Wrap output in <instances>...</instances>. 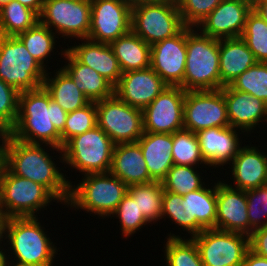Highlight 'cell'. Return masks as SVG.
Masks as SVG:
<instances>
[{
	"label": "cell",
	"mask_w": 267,
	"mask_h": 266,
	"mask_svg": "<svg viewBox=\"0 0 267 266\" xmlns=\"http://www.w3.org/2000/svg\"><path fill=\"white\" fill-rule=\"evenodd\" d=\"M50 151H53V156ZM60 162L64 164L62 149L48 144L21 142L9 133L6 134L3 164L14 175L43 185L66 206L70 197V186L74 181L68 179L70 177L66 175L68 171H64L65 166H57Z\"/></svg>",
	"instance_id": "cell-1"
},
{
	"label": "cell",
	"mask_w": 267,
	"mask_h": 266,
	"mask_svg": "<svg viewBox=\"0 0 267 266\" xmlns=\"http://www.w3.org/2000/svg\"><path fill=\"white\" fill-rule=\"evenodd\" d=\"M68 113L40 86L19 93L18 117L9 134L25 143L48 144L61 149V133Z\"/></svg>",
	"instance_id": "cell-2"
},
{
	"label": "cell",
	"mask_w": 267,
	"mask_h": 266,
	"mask_svg": "<svg viewBox=\"0 0 267 266\" xmlns=\"http://www.w3.org/2000/svg\"><path fill=\"white\" fill-rule=\"evenodd\" d=\"M40 217L4 219L2 247L5 260L35 266H54L60 247L50 239ZM41 222V223H40ZM11 257V258H10ZM54 264V265H53Z\"/></svg>",
	"instance_id": "cell-3"
},
{
	"label": "cell",
	"mask_w": 267,
	"mask_h": 266,
	"mask_svg": "<svg viewBox=\"0 0 267 266\" xmlns=\"http://www.w3.org/2000/svg\"><path fill=\"white\" fill-rule=\"evenodd\" d=\"M209 180L212 181L210 184L206 183L202 188L183 196L165 190L163 192L162 220L165 218L166 222L168 218L172 225H177V228L180 226L179 230L188 233L184 238H192L205 229L216 228V181L208 179L206 182Z\"/></svg>",
	"instance_id": "cell-4"
},
{
	"label": "cell",
	"mask_w": 267,
	"mask_h": 266,
	"mask_svg": "<svg viewBox=\"0 0 267 266\" xmlns=\"http://www.w3.org/2000/svg\"><path fill=\"white\" fill-rule=\"evenodd\" d=\"M78 181L71 183L66 207L103 220L109 219L128 193V186L110 172L83 175Z\"/></svg>",
	"instance_id": "cell-5"
},
{
	"label": "cell",
	"mask_w": 267,
	"mask_h": 266,
	"mask_svg": "<svg viewBox=\"0 0 267 266\" xmlns=\"http://www.w3.org/2000/svg\"><path fill=\"white\" fill-rule=\"evenodd\" d=\"M185 91L219 90V39L204 35L197 27H186Z\"/></svg>",
	"instance_id": "cell-6"
},
{
	"label": "cell",
	"mask_w": 267,
	"mask_h": 266,
	"mask_svg": "<svg viewBox=\"0 0 267 266\" xmlns=\"http://www.w3.org/2000/svg\"><path fill=\"white\" fill-rule=\"evenodd\" d=\"M53 202L61 204L46 187L14 175L3 164L0 170V214L4 219L38 217L37 214L47 211Z\"/></svg>",
	"instance_id": "cell-7"
},
{
	"label": "cell",
	"mask_w": 267,
	"mask_h": 266,
	"mask_svg": "<svg viewBox=\"0 0 267 266\" xmlns=\"http://www.w3.org/2000/svg\"><path fill=\"white\" fill-rule=\"evenodd\" d=\"M115 143L97 125L69 139L62 147L64 166L81 175L108 173Z\"/></svg>",
	"instance_id": "cell-8"
},
{
	"label": "cell",
	"mask_w": 267,
	"mask_h": 266,
	"mask_svg": "<svg viewBox=\"0 0 267 266\" xmlns=\"http://www.w3.org/2000/svg\"><path fill=\"white\" fill-rule=\"evenodd\" d=\"M47 69L27 50L17 36L0 35V79L18 92L43 85Z\"/></svg>",
	"instance_id": "cell-9"
},
{
	"label": "cell",
	"mask_w": 267,
	"mask_h": 266,
	"mask_svg": "<svg viewBox=\"0 0 267 266\" xmlns=\"http://www.w3.org/2000/svg\"><path fill=\"white\" fill-rule=\"evenodd\" d=\"M184 27L176 0L132 6L131 31L150 46L178 34Z\"/></svg>",
	"instance_id": "cell-10"
},
{
	"label": "cell",
	"mask_w": 267,
	"mask_h": 266,
	"mask_svg": "<svg viewBox=\"0 0 267 266\" xmlns=\"http://www.w3.org/2000/svg\"><path fill=\"white\" fill-rule=\"evenodd\" d=\"M39 22L69 43L88 38L91 0H44Z\"/></svg>",
	"instance_id": "cell-11"
},
{
	"label": "cell",
	"mask_w": 267,
	"mask_h": 266,
	"mask_svg": "<svg viewBox=\"0 0 267 266\" xmlns=\"http://www.w3.org/2000/svg\"><path fill=\"white\" fill-rule=\"evenodd\" d=\"M97 125L115 144L135 143L143 135V113L115 94L96 102Z\"/></svg>",
	"instance_id": "cell-12"
},
{
	"label": "cell",
	"mask_w": 267,
	"mask_h": 266,
	"mask_svg": "<svg viewBox=\"0 0 267 266\" xmlns=\"http://www.w3.org/2000/svg\"><path fill=\"white\" fill-rule=\"evenodd\" d=\"M204 266H241L249 248V236L216 228L192 237Z\"/></svg>",
	"instance_id": "cell-13"
},
{
	"label": "cell",
	"mask_w": 267,
	"mask_h": 266,
	"mask_svg": "<svg viewBox=\"0 0 267 266\" xmlns=\"http://www.w3.org/2000/svg\"><path fill=\"white\" fill-rule=\"evenodd\" d=\"M183 119L184 130L193 133L212 127L230 126L222 88L186 91Z\"/></svg>",
	"instance_id": "cell-14"
},
{
	"label": "cell",
	"mask_w": 267,
	"mask_h": 266,
	"mask_svg": "<svg viewBox=\"0 0 267 266\" xmlns=\"http://www.w3.org/2000/svg\"><path fill=\"white\" fill-rule=\"evenodd\" d=\"M186 91L180 86H167L142 110L143 129L149 133L173 134L184 129Z\"/></svg>",
	"instance_id": "cell-15"
},
{
	"label": "cell",
	"mask_w": 267,
	"mask_h": 266,
	"mask_svg": "<svg viewBox=\"0 0 267 266\" xmlns=\"http://www.w3.org/2000/svg\"><path fill=\"white\" fill-rule=\"evenodd\" d=\"M132 6L127 0H91L88 39L110 44L131 31Z\"/></svg>",
	"instance_id": "cell-16"
},
{
	"label": "cell",
	"mask_w": 267,
	"mask_h": 266,
	"mask_svg": "<svg viewBox=\"0 0 267 266\" xmlns=\"http://www.w3.org/2000/svg\"><path fill=\"white\" fill-rule=\"evenodd\" d=\"M186 26L176 35L151 46L150 67L168 86L183 83L186 65Z\"/></svg>",
	"instance_id": "cell-17"
},
{
	"label": "cell",
	"mask_w": 267,
	"mask_h": 266,
	"mask_svg": "<svg viewBox=\"0 0 267 266\" xmlns=\"http://www.w3.org/2000/svg\"><path fill=\"white\" fill-rule=\"evenodd\" d=\"M242 133V131L231 126L223 128L212 127L196 133L201 155L209 168H217L216 171L220 170L222 172L227 170L225 169L226 166L228 167V164L235 158L243 142L246 141L243 140L242 135L240 136Z\"/></svg>",
	"instance_id": "cell-18"
},
{
	"label": "cell",
	"mask_w": 267,
	"mask_h": 266,
	"mask_svg": "<svg viewBox=\"0 0 267 266\" xmlns=\"http://www.w3.org/2000/svg\"><path fill=\"white\" fill-rule=\"evenodd\" d=\"M222 93L225 97L229 124L242 131L244 139L246 136L247 138L251 136V133H256L254 131L257 128H262V126L264 128L267 103L248 93L235 90L230 85L224 86Z\"/></svg>",
	"instance_id": "cell-19"
},
{
	"label": "cell",
	"mask_w": 267,
	"mask_h": 266,
	"mask_svg": "<svg viewBox=\"0 0 267 266\" xmlns=\"http://www.w3.org/2000/svg\"><path fill=\"white\" fill-rule=\"evenodd\" d=\"M266 144L261 146L262 150L250 142L249 144H243L240 147L235 158L228 164L229 169L232 174L230 178L232 182H227L228 179L224 181L231 187L248 190L253 188H258L267 185V151L264 147ZM266 152H265V151Z\"/></svg>",
	"instance_id": "cell-20"
},
{
	"label": "cell",
	"mask_w": 267,
	"mask_h": 266,
	"mask_svg": "<svg viewBox=\"0 0 267 266\" xmlns=\"http://www.w3.org/2000/svg\"><path fill=\"white\" fill-rule=\"evenodd\" d=\"M251 10V1L222 0L197 28L216 39L241 37Z\"/></svg>",
	"instance_id": "cell-21"
},
{
	"label": "cell",
	"mask_w": 267,
	"mask_h": 266,
	"mask_svg": "<svg viewBox=\"0 0 267 266\" xmlns=\"http://www.w3.org/2000/svg\"><path fill=\"white\" fill-rule=\"evenodd\" d=\"M216 229L250 236L245 190L229 186L224 179L216 180Z\"/></svg>",
	"instance_id": "cell-22"
},
{
	"label": "cell",
	"mask_w": 267,
	"mask_h": 266,
	"mask_svg": "<svg viewBox=\"0 0 267 266\" xmlns=\"http://www.w3.org/2000/svg\"><path fill=\"white\" fill-rule=\"evenodd\" d=\"M168 85L151 68L124 72L114 94L128 105L143 110Z\"/></svg>",
	"instance_id": "cell-23"
},
{
	"label": "cell",
	"mask_w": 267,
	"mask_h": 266,
	"mask_svg": "<svg viewBox=\"0 0 267 266\" xmlns=\"http://www.w3.org/2000/svg\"><path fill=\"white\" fill-rule=\"evenodd\" d=\"M78 44H66V48L80 63L97 71L102 77L108 80L114 87L119 83L123 74L119 62L110 44L94 42L85 39H77Z\"/></svg>",
	"instance_id": "cell-24"
},
{
	"label": "cell",
	"mask_w": 267,
	"mask_h": 266,
	"mask_svg": "<svg viewBox=\"0 0 267 266\" xmlns=\"http://www.w3.org/2000/svg\"><path fill=\"white\" fill-rule=\"evenodd\" d=\"M65 47L58 55L65 64L59 65L73 79L75 85L84 93L90 102H97L114 95V86L97 71L80 63Z\"/></svg>",
	"instance_id": "cell-25"
},
{
	"label": "cell",
	"mask_w": 267,
	"mask_h": 266,
	"mask_svg": "<svg viewBox=\"0 0 267 266\" xmlns=\"http://www.w3.org/2000/svg\"><path fill=\"white\" fill-rule=\"evenodd\" d=\"M109 172L127 186L154 181L149 176L146 161L137 142L115 144Z\"/></svg>",
	"instance_id": "cell-26"
},
{
	"label": "cell",
	"mask_w": 267,
	"mask_h": 266,
	"mask_svg": "<svg viewBox=\"0 0 267 266\" xmlns=\"http://www.w3.org/2000/svg\"><path fill=\"white\" fill-rule=\"evenodd\" d=\"M257 63L241 37L219 39L220 89Z\"/></svg>",
	"instance_id": "cell-27"
},
{
	"label": "cell",
	"mask_w": 267,
	"mask_h": 266,
	"mask_svg": "<svg viewBox=\"0 0 267 266\" xmlns=\"http://www.w3.org/2000/svg\"><path fill=\"white\" fill-rule=\"evenodd\" d=\"M137 143L146 161L149 176L162 181L174 165L172 158L173 134L144 132Z\"/></svg>",
	"instance_id": "cell-28"
},
{
	"label": "cell",
	"mask_w": 267,
	"mask_h": 266,
	"mask_svg": "<svg viewBox=\"0 0 267 266\" xmlns=\"http://www.w3.org/2000/svg\"><path fill=\"white\" fill-rule=\"evenodd\" d=\"M47 70L43 86L64 111L70 113L90 103L84 93L75 85L73 79L60 67ZM52 73V74H51Z\"/></svg>",
	"instance_id": "cell-29"
},
{
	"label": "cell",
	"mask_w": 267,
	"mask_h": 266,
	"mask_svg": "<svg viewBox=\"0 0 267 266\" xmlns=\"http://www.w3.org/2000/svg\"><path fill=\"white\" fill-rule=\"evenodd\" d=\"M122 72L150 67L151 46L130 31L110 43Z\"/></svg>",
	"instance_id": "cell-30"
},
{
	"label": "cell",
	"mask_w": 267,
	"mask_h": 266,
	"mask_svg": "<svg viewBox=\"0 0 267 266\" xmlns=\"http://www.w3.org/2000/svg\"><path fill=\"white\" fill-rule=\"evenodd\" d=\"M17 37L23 42L28 52L36 58L45 69H51L49 65L46 64L50 63V60L54 57L53 55L59 52L56 46H60V42L57 41V39L59 40L60 38L53 31L38 22L32 28L18 34ZM56 42L59 45H57ZM56 50L57 52H54Z\"/></svg>",
	"instance_id": "cell-31"
},
{
	"label": "cell",
	"mask_w": 267,
	"mask_h": 266,
	"mask_svg": "<svg viewBox=\"0 0 267 266\" xmlns=\"http://www.w3.org/2000/svg\"><path fill=\"white\" fill-rule=\"evenodd\" d=\"M163 185L161 181L128 186V193L137 202L140 213L150 224L162 220Z\"/></svg>",
	"instance_id": "cell-32"
},
{
	"label": "cell",
	"mask_w": 267,
	"mask_h": 266,
	"mask_svg": "<svg viewBox=\"0 0 267 266\" xmlns=\"http://www.w3.org/2000/svg\"><path fill=\"white\" fill-rule=\"evenodd\" d=\"M39 22V15L16 0L0 8V35L17 36Z\"/></svg>",
	"instance_id": "cell-33"
},
{
	"label": "cell",
	"mask_w": 267,
	"mask_h": 266,
	"mask_svg": "<svg viewBox=\"0 0 267 266\" xmlns=\"http://www.w3.org/2000/svg\"><path fill=\"white\" fill-rule=\"evenodd\" d=\"M167 235L162 248L166 266H204L199 249L192 238H184L171 231Z\"/></svg>",
	"instance_id": "cell-34"
},
{
	"label": "cell",
	"mask_w": 267,
	"mask_h": 266,
	"mask_svg": "<svg viewBox=\"0 0 267 266\" xmlns=\"http://www.w3.org/2000/svg\"><path fill=\"white\" fill-rule=\"evenodd\" d=\"M202 168L204 167L200 169L195 166L173 165L166 177L161 181L163 189L183 196L202 188L206 184L205 180L208 179L206 176L202 175L204 173L206 175L208 174L206 173L207 171H204V169L202 170Z\"/></svg>",
	"instance_id": "cell-35"
},
{
	"label": "cell",
	"mask_w": 267,
	"mask_h": 266,
	"mask_svg": "<svg viewBox=\"0 0 267 266\" xmlns=\"http://www.w3.org/2000/svg\"><path fill=\"white\" fill-rule=\"evenodd\" d=\"M171 154L174 165L205 167V169L208 168L207 170H209L208 164L201 155L197 135L192 131L183 129L173 133Z\"/></svg>",
	"instance_id": "cell-36"
},
{
	"label": "cell",
	"mask_w": 267,
	"mask_h": 266,
	"mask_svg": "<svg viewBox=\"0 0 267 266\" xmlns=\"http://www.w3.org/2000/svg\"><path fill=\"white\" fill-rule=\"evenodd\" d=\"M241 38L257 62L267 63V22L253 9L247 15Z\"/></svg>",
	"instance_id": "cell-37"
},
{
	"label": "cell",
	"mask_w": 267,
	"mask_h": 266,
	"mask_svg": "<svg viewBox=\"0 0 267 266\" xmlns=\"http://www.w3.org/2000/svg\"><path fill=\"white\" fill-rule=\"evenodd\" d=\"M110 217V219H112V217L119 219V222L117 221V223H120V232H122L121 235L124 236L125 239L140 232V229L145 227V225H150L143 214L140 213L137 202L129 193L122 198V201Z\"/></svg>",
	"instance_id": "cell-38"
},
{
	"label": "cell",
	"mask_w": 267,
	"mask_h": 266,
	"mask_svg": "<svg viewBox=\"0 0 267 266\" xmlns=\"http://www.w3.org/2000/svg\"><path fill=\"white\" fill-rule=\"evenodd\" d=\"M230 86L267 103V63L257 62L239 75Z\"/></svg>",
	"instance_id": "cell-39"
},
{
	"label": "cell",
	"mask_w": 267,
	"mask_h": 266,
	"mask_svg": "<svg viewBox=\"0 0 267 266\" xmlns=\"http://www.w3.org/2000/svg\"><path fill=\"white\" fill-rule=\"evenodd\" d=\"M97 126L96 102H90L81 109L68 113L61 133V149L72 137L81 135Z\"/></svg>",
	"instance_id": "cell-40"
},
{
	"label": "cell",
	"mask_w": 267,
	"mask_h": 266,
	"mask_svg": "<svg viewBox=\"0 0 267 266\" xmlns=\"http://www.w3.org/2000/svg\"><path fill=\"white\" fill-rule=\"evenodd\" d=\"M19 93L0 79V132L9 133L16 123Z\"/></svg>",
	"instance_id": "cell-41"
},
{
	"label": "cell",
	"mask_w": 267,
	"mask_h": 266,
	"mask_svg": "<svg viewBox=\"0 0 267 266\" xmlns=\"http://www.w3.org/2000/svg\"><path fill=\"white\" fill-rule=\"evenodd\" d=\"M186 27L198 25L222 2V0H176Z\"/></svg>",
	"instance_id": "cell-42"
},
{
	"label": "cell",
	"mask_w": 267,
	"mask_h": 266,
	"mask_svg": "<svg viewBox=\"0 0 267 266\" xmlns=\"http://www.w3.org/2000/svg\"><path fill=\"white\" fill-rule=\"evenodd\" d=\"M250 235L253 230L267 226V186L245 190Z\"/></svg>",
	"instance_id": "cell-43"
},
{
	"label": "cell",
	"mask_w": 267,
	"mask_h": 266,
	"mask_svg": "<svg viewBox=\"0 0 267 266\" xmlns=\"http://www.w3.org/2000/svg\"><path fill=\"white\" fill-rule=\"evenodd\" d=\"M249 248L258 256L267 258V226L253 230L249 236Z\"/></svg>",
	"instance_id": "cell-44"
},
{
	"label": "cell",
	"mask_w": 267,
	"mask_h": 266,
	"mask_svg": "<svg viewBox=\"0 0 267 266\" xmlns=\"http://www.w3.org/2000/svg\"><path fill=\"white\" fill-rule=\"evenodd\" d=\"M241 266H267V258L258 256L249 249Z\"/></svg>",
	"instance_id": "cell-45"
},
{
	"label": "cell",
	"mask_w": 267,
	"mask_h": 266,
	"mask_svg": "<svg viewBox=\"0 0 267 266\" xmlns=\"http://www.w3.org/2000/svg\"><path fill=\"white\" fill-rule=\"evenodd\" d=\"M252 9L267 22V0H254Z\"/></svg>",
	"instance_id": "cell-46"
},
{
	"label": "cell",
	"mask_w": 267,
	"mask_h": 266,
	"mask_svg": "<svg viewBox=\"0 0 267 266\" xmlns=\"http://www.w3.org/2000/svg\"><path fill=\"white\" fill-rule=\"evenodd\" d=\"M20 2L22 5L30 8L31 10L35 11L38 15H40L44 0H16Z\"/></svg>",
	"instance_id": "cell-47"
},
{
	"label": "cell",
	"mask_w": 267,
	"mask_h": 266,
	"mask_svg": "<svg viewBox=\"0 0 267 266\" xmlns=\"http://www.w3.org/2000/svg\"><path fill=\"white\" fill-rule=\"evenodd\" d=\"M6 133L0 132V170L4 163V143H5Z\"/></svg>",
	"instance_id": "cell-48"
},
{
	"label": "cell",
	"mask_w": 267,
	"mask_h": 266,
	"mask_svg": "<svg viewBox=\"0 0 267 266\" xmlns=\"http://www.w3.org/2000/svg\"><path fill=\"white\" fill-rule=\"evenodd\" d=\"M4 266H35V265L22 263V262L14 261V260H5Z\"/></svg>",
	"instance_id": "cell-49"
},
{
	"label": "cell",
	"mask_w": 267,
	"mask_h": 266,
	"mask_svg": "<svg viewBox=\"0 0 267 266\" xmlns=\"http://www.w3.org/2000/svg\"><path fill=\"white\" fill-rule=\"evenodd\" d=\"M131 6H135L141 3L160 2L164 0H127Z\"/></svg>",
	"instance_id": "cell-50"
},
{
	"label": "cell",
	"mask_w": 267,
	"mask_h": 266,
	"mask_svg": "<svg viewBox=\"0 0 267 266\" xmlns=\"http://www.w3.org/2000/svg\"><path fill=\"white\" fill-rule=\"evenodd\" d=\"M3 223H4V217L0 215V250H3V247H2Z\"/></svg>",
	"instance_id": "cell-51"
},
{
	"label": "cell",
	"mask_w": 267,
	"mask_h": 266,
	"mask_svg": "<svg viewBox=\"0 0 267 266\" xmlns=\"http://www.w3.org/2000/svg\"><path fill=\"white\" fill-rule=\"evenodd\" d=\"M5 256L4 250H0V266H4Z\"/></svg>",
	"instance_id": "cell-52"
},
{
	"label": "cell",
	"mask_w": 267,
	"mask_h": 266,
	"mask_svg": "<svg viewBox=\"0 0 267 266\" xmlns=\"http://www.w3.org/2000/svg\"><path fill=\"white\" fill-rule=\"evenodd\" d=\"M11 0H0V8L4 5L9 3Z\"/></svg>",
	"instance_id": "cell-53"
}]
</instances>
